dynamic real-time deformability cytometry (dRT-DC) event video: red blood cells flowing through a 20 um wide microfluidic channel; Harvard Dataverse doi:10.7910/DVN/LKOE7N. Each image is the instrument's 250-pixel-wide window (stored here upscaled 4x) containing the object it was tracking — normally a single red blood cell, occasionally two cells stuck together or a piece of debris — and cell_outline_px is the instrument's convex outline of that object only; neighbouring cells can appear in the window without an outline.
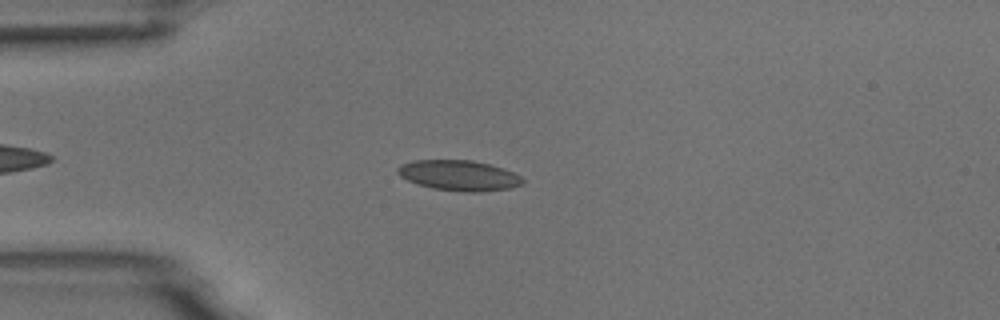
{"species": "common noctule bat (a hibernating species)", "species_latin": "Nyctalus noctula", "temperature_condition": "room temperature", "stored_images_in_passage": 49, "camera_frame_rate_fps": 3000, "um_per_image_px": 0.085, "animal": {"sex": "male", "body_mass_g": 18.8}, "frame": {"image": 1, "passage_image": 9, "time_ms": 2.667, "image_size_px": [1000, 320], "cell_outline_px": [[524, 184], [508, 188], [480, 192], [468, 192], [432, 188], [408, 180], [400, 176], [396, 172], [396, 168], [400, 164], [412, 160], [472, 160], [504, 168], [520, 176], [524, 180]], "centroid_in_image_um": [39.0, 14.9], "position_along_channel_um": 46.0, "area_um2": 22.08}}
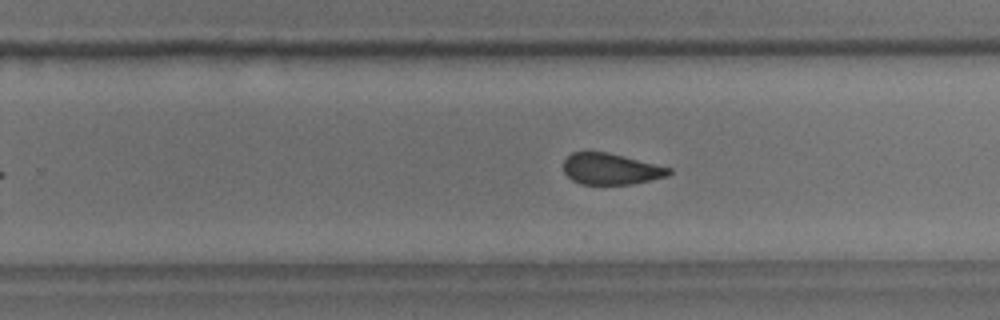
{"frame": {"image": 2, "passage_image": 29, "time_ms": 9.333, "image_size_px": [1000, 320], "cell_outline_px": [[672, 172], [668, 176], [632, 184], [580, 184], [572, 180], [564, 172], [564, 160], [572, 152], [608, 152], [672, 168]], "centroid_in_image_um": [51.93, 14.36], "position_along_channel_um": 277.9, "area_um2": 19.13}}
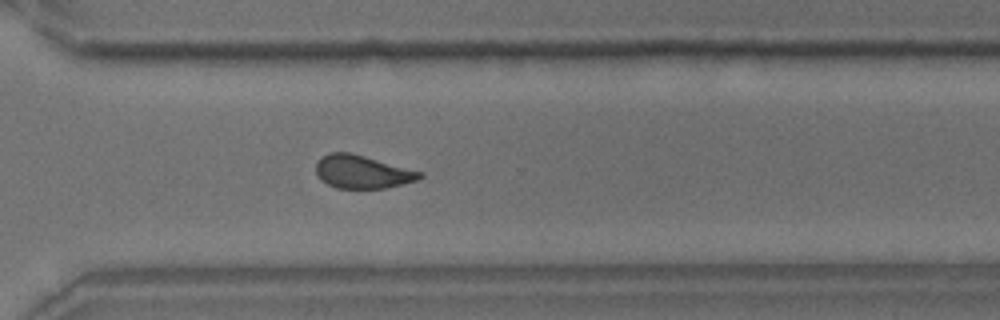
{"frame": {"image": 3, "passage_image": 34, "time_ms": 11.0, "image_size_px": [1000, 320], "cell_outline_px": [[424, 176], [416, 180], [384, 188], [336, 188], [320, 180], [316, 172], [316, 160], [328, 152], [352, 152], [424, 172]], "centroid_in_image_um": [30.77, 14.58], "position_along_channel_um": 339.8, "area_um2": 20.23}, "authors_computed_cell_mechanics": {"area_um2": 21.0392, "velocity_mm_per_s": 3.7183, "shape_relaxation_time_tau1_ms": 5.631, "shape_relaxation_time_tau2_ms": 1.5555, "deformation_change_tau1": 0.1231, "deformation_change_tau2": 0.0687}}